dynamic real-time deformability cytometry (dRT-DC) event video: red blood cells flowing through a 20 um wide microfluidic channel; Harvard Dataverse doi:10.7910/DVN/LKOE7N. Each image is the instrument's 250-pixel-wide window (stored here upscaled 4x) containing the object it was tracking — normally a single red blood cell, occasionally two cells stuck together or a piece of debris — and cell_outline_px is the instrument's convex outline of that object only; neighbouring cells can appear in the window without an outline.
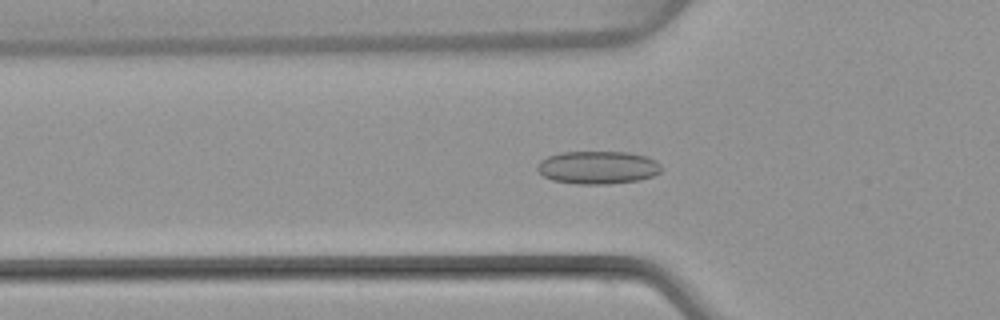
{"species": "common noctule bat (a hibernating species)", "species_latin": "Nyctalus noctula", "temperature_condition": "warm", "stored_images_in_passage": 47, "camera_frame_rate_fps": 3000, "um_per_image_px": 0.085, "animal": {"sex": "female", "body_mass_g": 22.7, "forearm_length_mm": 54.2}, "frame": {"image": 1, "passage_image": 17, "time_ms": 5.333, "image_size_px": [1000, 320], "cell_outline_px": [[664, 168], [660, 172], [652, 176], [640, 180], [608, 184], [576, 184], [552, 180], [544, 176], [536, 168], [536, 164], [540, 160], [548, 156], [560, 152], [628, 152], [648, 156], [656, 160]], "centroid_in_image_um": [50.83, 14.23], "position_along_channel_um": 75.0, "area_um2": 24.1}}
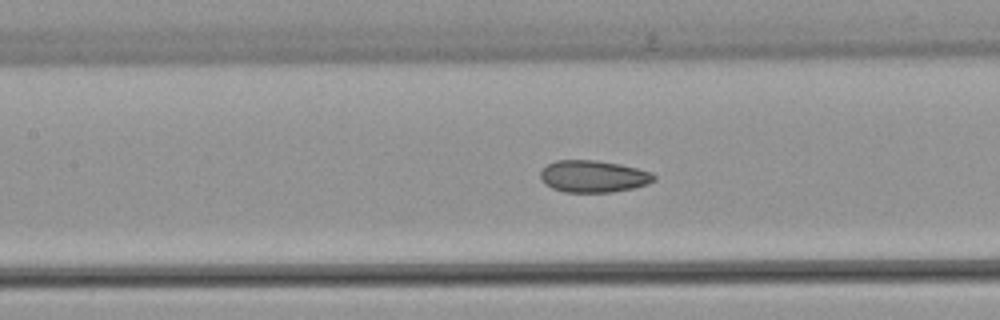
{"frame": {"image": 2, "passage_image": 23, "time_ms": 7.333, "image_size_px": [1000, 320], "cell_outline_px": [[656, 180], [648, 184], [632, 188], [612, 192], [564, 192], [552, 188], [544, 184], [540, 176], [540, 172], [548, 164], [556, 160], [596, 160], [620, 164], [652, 172], [656, 176]], "centroid_in_image_um": [50.44, 14.99], "position_along_channel_um": 157.0, "area_um2": 21.21}}
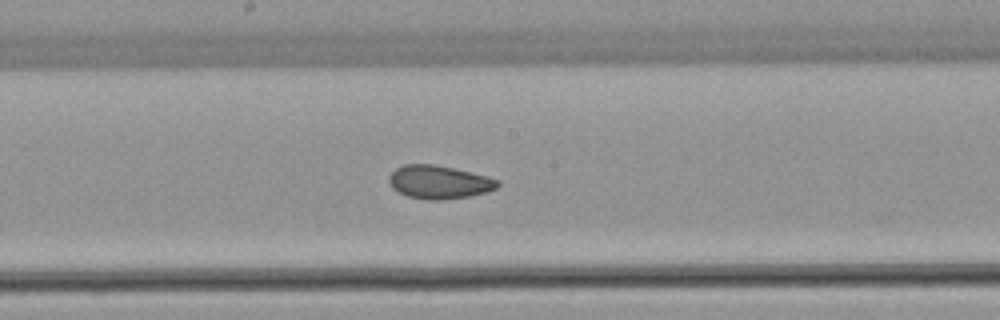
{"frame": {"image": 3, "passage_image": 27, "time_ms": 8.667, "image_size_px": [1000, 320], "cell_outline_px": [[500, 184], [496, 188], [488, 192], [468, 196], [440, 200], [428, 200], [408, 196], [392, 188], [388, 180], [388, 176], [396, 168], [404, 164], [432, 164], [452, 168], [488, 176], [500, 180]], "centroid_in_image_um": [37.32, 15.47], "position_along_channel_um": 210.9, "area_um2": 21.04}, "authors_computed_cell_mechanics": {"area_um2": 22.3108, "velocity_mm_per_s": 4.0579, "shape_relaxation_time_tau1_ms": null, "shape_relaxation_time_tau2_ms": 1.9791, "deformation_change_tau1": null, "deformation_change_tau2": 0.0743}}